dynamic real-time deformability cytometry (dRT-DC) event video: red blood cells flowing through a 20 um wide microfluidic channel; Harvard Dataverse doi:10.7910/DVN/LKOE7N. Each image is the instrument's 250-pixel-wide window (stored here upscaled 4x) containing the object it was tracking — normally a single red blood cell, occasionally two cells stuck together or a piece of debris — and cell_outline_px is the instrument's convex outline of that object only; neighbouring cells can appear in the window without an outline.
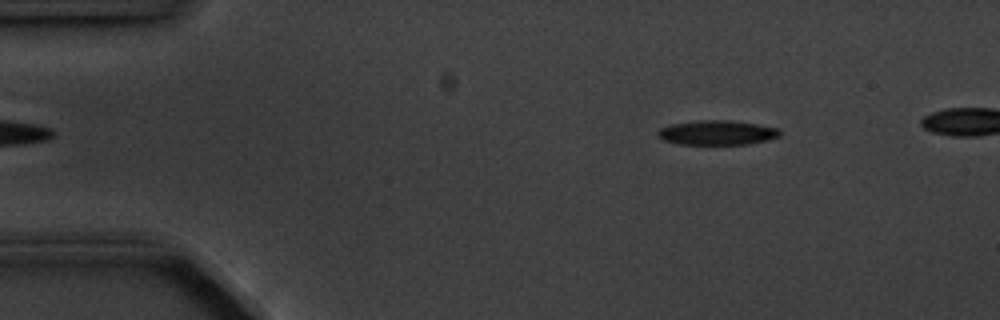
{"species": "common noctule bat (a hibernating species)", "species_latin": "Nyctalus noctula", "temperature_condition": "cold", "stored_images_in_passage": 3, "camera_frame_rate_fps": 3000, "um_per_image_px": 0.085, "animal": {"sex": "male", "body_mass_g": 20.1, "forearm_length_mm": 53.5}, "frame": {"image": 1, "passage_image": 1, "time_ms": 0.0, "image_size_px": [1000, 320], "cell_outline_px": [[780, 136], [768, 140], [748, 144], [680, 144], [664, 140], [656, 132], [660, 128], [672, 124], [696, 120], [728, 120], [756, 124], [780, 128]], "centroid_in_image_um": [60.98, 11.27], "position_along_channel_um": 24.0, "area_um2": 17.4}}